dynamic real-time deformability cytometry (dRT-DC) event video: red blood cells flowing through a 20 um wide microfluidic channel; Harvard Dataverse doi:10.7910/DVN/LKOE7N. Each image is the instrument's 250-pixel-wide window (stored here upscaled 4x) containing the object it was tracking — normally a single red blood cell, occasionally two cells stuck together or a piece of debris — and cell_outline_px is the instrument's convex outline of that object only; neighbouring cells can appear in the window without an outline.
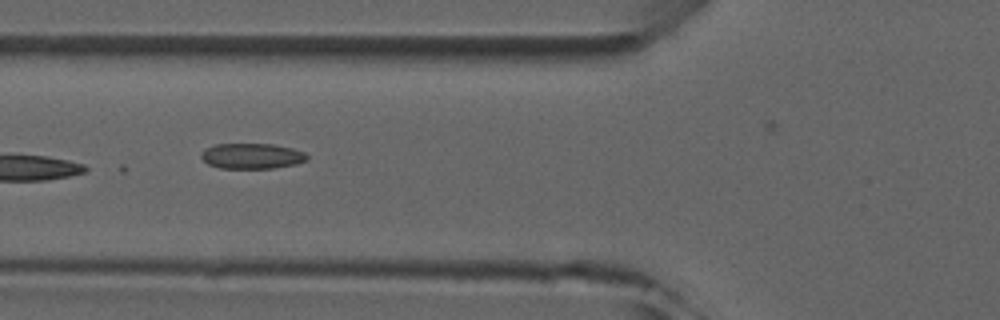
{"species": "common noctule bat (a hibernating species)", "species_latin": "Nyctalus noctula", "temperature_condition": "room temperature", "stored_images_in_passage": 11, "camera_frame_rate_fps": 3000, "um_per_image_px": 0.085, "animal": {"sex": "male", "forearm_length_mm": 52.5}, "frame": {"image": 1, "passage_image": 6, "time_ms": 6.667, "image_size_px": [1000, 320], "cell_outline_px": [[308, 160], [296, 164], [272, 168], [220, 168], [208, 164], [200, 156], [208, 148], [216, 144], [276, 144], [292, 148], [304, 152], [308, 156]], "centroid_in_image_um": [21.46, 13.26], "position_along_channel_um": 104.3, "area_um2": 15.61}}
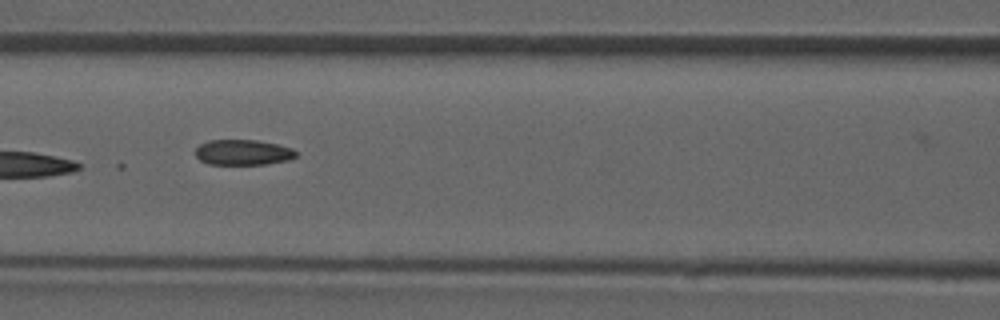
{"frame": {"image": 2, "passage_image": 7, "time_ms": 7.667, "image_size_px": [1000, 320], "cell_outline_px": [[296, 156], [288, 160], [264, 164], [208, 164], [200, 160], [196, 156], [196, 148], [200, 144], [208, 140], [256, 140], [276, 144], [292, 148], [296, 152]], "centroid_in_image_um": [20.63, 12.95], "position_along_channel_um": 146.0, "area_um2": 14.8}}